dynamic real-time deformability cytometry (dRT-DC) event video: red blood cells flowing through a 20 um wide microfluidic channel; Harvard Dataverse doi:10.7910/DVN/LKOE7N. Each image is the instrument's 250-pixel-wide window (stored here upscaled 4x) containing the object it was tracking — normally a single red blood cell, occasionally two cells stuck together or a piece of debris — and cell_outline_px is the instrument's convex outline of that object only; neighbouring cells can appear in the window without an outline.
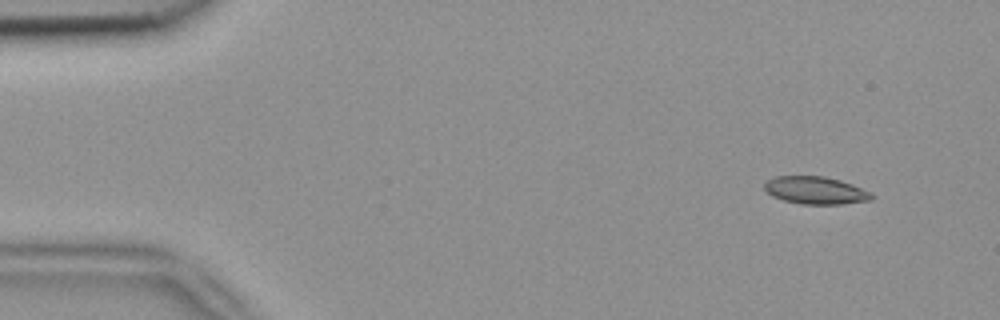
{"species": "common noctule bat (a hibernating species)", "species_latin": "Nyctalus noctula", "temperature_condition": "room temperature", "stored_images_in_passage": 4, "camera_frame_rate_fps": 3000, "um_per_image_px": 0.085, "animal": {"sex": "female", "body_mass_g": 18.4}, "frame": {"image": 1, "passage_image": 1, "time_ms": 0.0, "image_size_px": [1000, 320], "cell_outline_px": [[872, 200], [840, 204], [800, 204], [784, 200], [772, 196], [764, 188], [764, 184], [768, 180], [776, 176], [824, 176], [840, 180], [852, 184], [872, 192]], "centroid_in_image_um": [69.33, 16.18], "position_along_channel_um": 15.7, "area_um2": 17.17}}
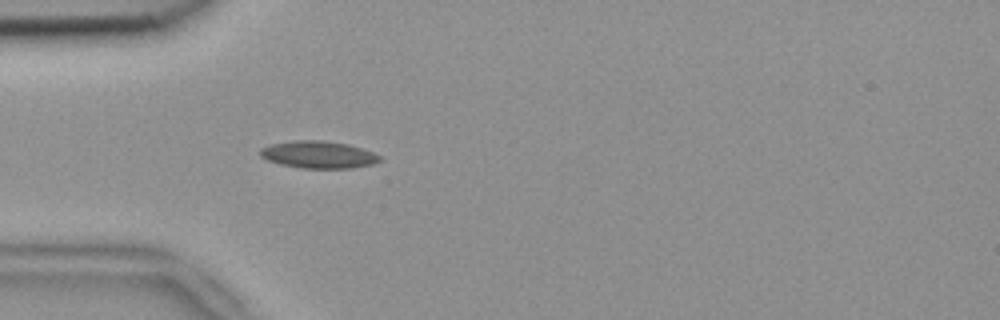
{"frame": {"image": 2, "passage_image": 4, "time_ms": 1.0, "image_size_px": [1000, 320], "cell_outline_px": [[384, 160], [372, 164], [352, 168], [304, 168], [280, 164], [268, 160], [260, 156], [260, 148], [272, 144], [292, 140], [324, 140], [348, 144], [372, 152], [380, 156]], "centroid_in_image_um": [27.07, 13.14], "position_along_channel_um": 57.9, "area_um2": 18.96}}